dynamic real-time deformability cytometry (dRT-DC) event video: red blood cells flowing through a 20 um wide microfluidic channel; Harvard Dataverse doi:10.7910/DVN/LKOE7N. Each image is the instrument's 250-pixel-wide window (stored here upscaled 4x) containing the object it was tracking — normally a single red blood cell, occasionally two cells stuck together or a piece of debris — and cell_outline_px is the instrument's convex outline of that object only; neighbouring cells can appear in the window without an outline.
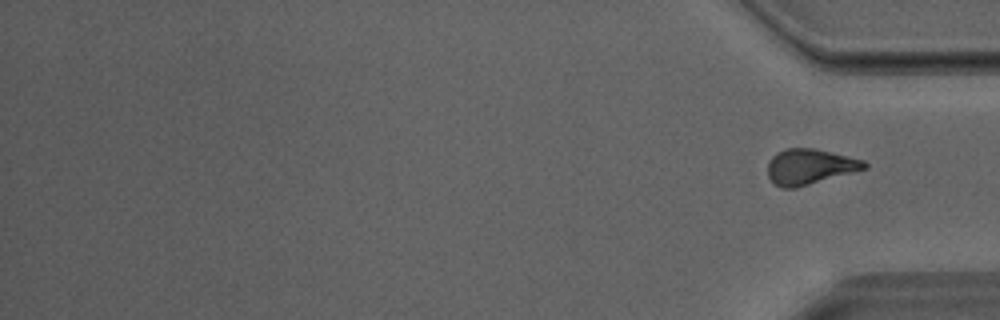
{"species": "Egyptian fruit bat (a non-hibernating species)", "species_latin": "Rousettus aegyptiacus", "temperature_condition": "room temperature", "stored_images_in_passage": 31, "segment_of_instrument_passage": [2, 2], "camera_frame_rate_fps": 3000, "um_per_image_px": 0.085, "animal": {"sex": "male"}, "frame": {"image": 1, "passage_image": 31, "time_ms": 10.0, "image_size_px": [1000, 320], "cell_outline_px": [[868, 168], [796, 188], [784, 188], [776, 184], [768, 176], [768, 164], [772, 156], [776, 152], [784, 148], [812, 148], [832, 152], [864, 160], [868, 164]], "centroid_in_image_um": [68.84, 14.16], "position_along_channel_um": 366.4, "area_um2": 19.94}}